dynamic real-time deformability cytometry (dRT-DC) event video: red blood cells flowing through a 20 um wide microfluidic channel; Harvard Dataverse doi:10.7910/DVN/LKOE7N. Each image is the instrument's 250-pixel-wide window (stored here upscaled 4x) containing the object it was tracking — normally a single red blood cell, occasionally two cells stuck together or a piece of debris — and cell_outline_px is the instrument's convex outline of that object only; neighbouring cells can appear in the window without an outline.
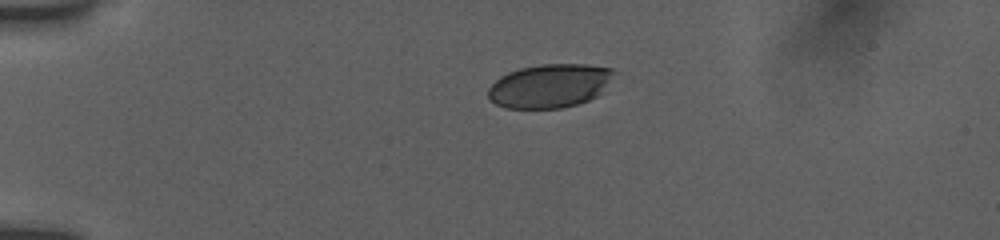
{"species": "human", "species_latin": "Homo sapiens", "temperature_condition": "room temperature", "stored_images_in_passage": 42, "camera_frame_rate_fps": 3000, "um_per_image_px": 0.085, "donor": {"sex": "female"}, "frame": {"image": 1, "passage_image": 1, "time_ms": 0.0, "image_size_px": [1000, 240], "cell_outline_px": [[616, 72], [600, 92], [596, 96], [588, 100], [576, 104], [560, 108], [504, 108], [488, 100], [488, 88], [500, 76], [508, 72], [520, 68], [540, 64], [588, 64], [612, 68]], "centroid_in_image_um": [46.69, 7.29], "position_along_channel_um": 38.3, "area_um2": 32.02}}
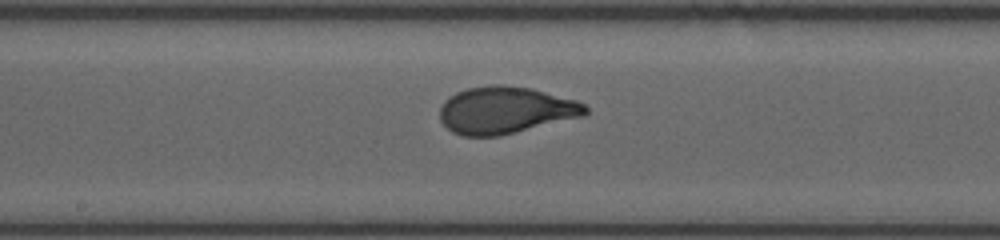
{"frame": {"image": 2, "passage_image": 18, "time_ms": 5.667, "image_size_px": [1000, 240], "cell_outline_px": [[588, 112], [584, 116], [500, 136], [464, 136], [452, 132], [440, 120], [440, 108], [444, 100], [456, 92], [468, 88], [492, 84], [504, 84], [532, 88], [576, 100], [584, 104], [588, 108]], "centroid_in_image_um": [42.97, 9.36], "position_along_channel_um": 205.2, "area_um2": 40.11}}
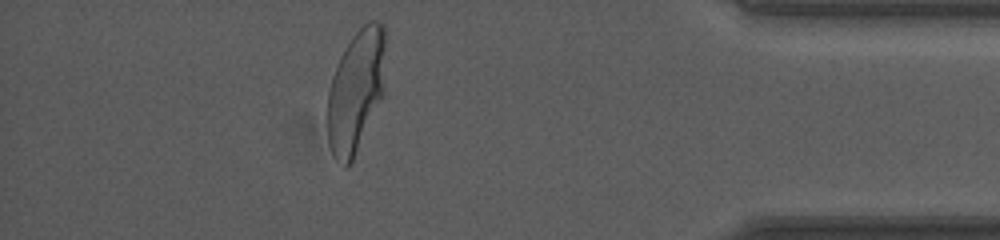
{"frame": {"image": 3, "passage_image": 36, "time_ms": 11.667, "image_size_px": [1000, 240], "cell_outline_px": [[384, 96], [352, 164], [348, 168], [344, 168], [332, 152], [328, 144], [328, 92], [332, 76], [340, 56], [352, 36], [368, 20], [380, 20], [384, 24]], "centroid_in_image_um": [30.27, 7.76], "position_along_channel_um": 404.9, "area_um2": 42.02}, "authors_computed_cell_mechanics": {"area_um2": 39.304, "velocity_mm_per_s": 3.9047, "shape_relaxation_time_tau1_ms": 3.4799, "shape_relaxation_time_tau2_ms": null, "deformation_change_tau1": 0.1675, "deformation_change_tau2": null}}